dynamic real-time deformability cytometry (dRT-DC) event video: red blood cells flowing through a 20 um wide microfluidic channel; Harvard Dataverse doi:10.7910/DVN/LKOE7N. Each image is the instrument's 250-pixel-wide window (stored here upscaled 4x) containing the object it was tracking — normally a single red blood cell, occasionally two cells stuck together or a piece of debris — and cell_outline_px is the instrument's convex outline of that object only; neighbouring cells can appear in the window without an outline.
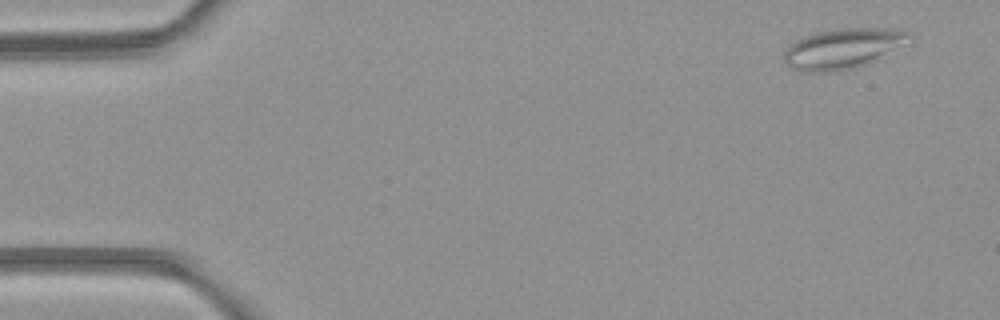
{"species": "common noctule bat (a hibernating species)", "species_latin": "Nyctalus noctula", "temperature_condition": "room temperature", "stored_images_in_passage": 5, "camera_frame_rate_fps": 3000, "um_per_image_px": 0.085, "animal": {"sex": "female", "body_mass_g": 21.9}, "frame": {"image": 1, "passage_image": 1, "time_ms": 0.0, "image_size_px": [1000, 320], "cell_outline_px": [[912, 40], [868, 64], [852, 68], [832, 72], [800, 72], [788, 68], [784, 60], [784, 48], [788, 44], [796, 40], [832, 28], [904, 28], [912, 36]], "centroid_in_image_um": [71.64, 4.12], "position_along_channel_um": 13.4, "area_um2": 29.82}}